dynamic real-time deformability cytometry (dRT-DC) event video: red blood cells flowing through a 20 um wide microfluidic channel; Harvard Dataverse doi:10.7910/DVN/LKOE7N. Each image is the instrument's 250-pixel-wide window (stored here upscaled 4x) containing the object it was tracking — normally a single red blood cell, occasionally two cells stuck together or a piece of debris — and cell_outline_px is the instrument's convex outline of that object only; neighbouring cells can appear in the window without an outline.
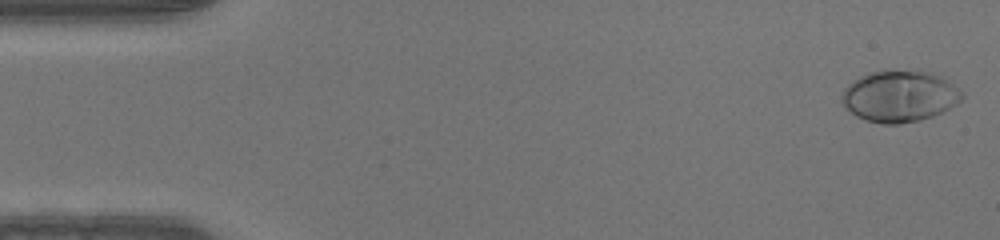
{"species": "human", "species_latin": "Homo sapiens", "temperature_condition": "warm", "stored_images_in_passage": 46, "camera_frame_rate_fps": 3000, "um_per_image_px": 0.085, "donor": {"sex": "male"}, "frame": {"image": 1, "passage_image": 1, "time_ms": 0.0, "image_size_px": [1000, 240], "cell_outline_px": [[964, 96], [956, 104], [944, 112], [920, 120], [900, 124], [884, 124], [864, 120], [856, 116], [840, 100], [840, 96], [844, 88], [852, 80], [860, 76], [884, 68], [920, 68], [940, 76], [964, 92]], "centroid_in_image_um": [76.46, 8.13], "position_along_channel_um": 8.5, "area_um2": 36.99}}
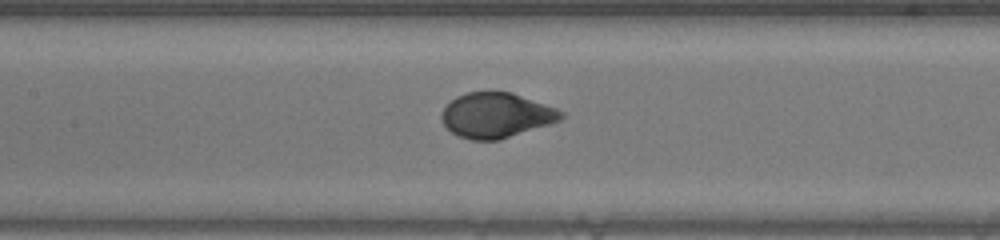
{"frame": {"image": 2, "passage_image": 21, "time_ms": 6.667, "image_size_px": [1000, 240], "cell_outline_px": [[564, 116], [560, 120], [552, 124], [500, 140], [468, 140], [456, 136], [440, 120], [440, 112], [456, 96], [468, 92], [512, 92], [556, 108], [564, 112]], "centroid_in_image_um": [42.18, 9.81], "position_along_channel_um": 165.2, "area_um2": 31.62}}
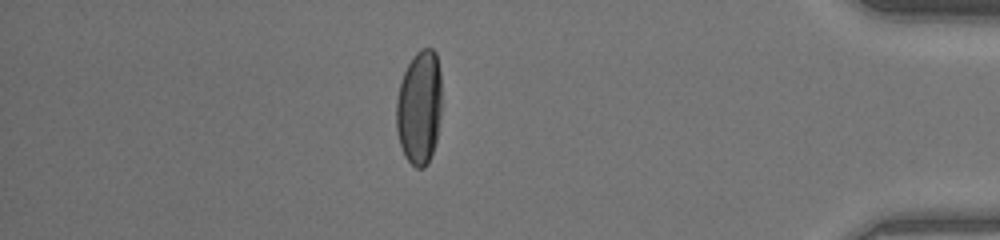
{"frame": {"image": 3, "passage_image": 40, "time_ms": 13.0, "image_size_px": [1000, 240], "cell_outline_px": [[440, 116], [436, 140], [428, 164], [424, 168], [416, 168], [404, 156], [400, 144], [396, 128], [396, 100], [400, 84], [404, 72], [412, 56], [420, 48], [432, 48], [436, 52], [440, 72]], "centroid_in_image_um": [35.63, 9.13], "position_along_channel_um": 399.6, "area_um2": 30.29}}